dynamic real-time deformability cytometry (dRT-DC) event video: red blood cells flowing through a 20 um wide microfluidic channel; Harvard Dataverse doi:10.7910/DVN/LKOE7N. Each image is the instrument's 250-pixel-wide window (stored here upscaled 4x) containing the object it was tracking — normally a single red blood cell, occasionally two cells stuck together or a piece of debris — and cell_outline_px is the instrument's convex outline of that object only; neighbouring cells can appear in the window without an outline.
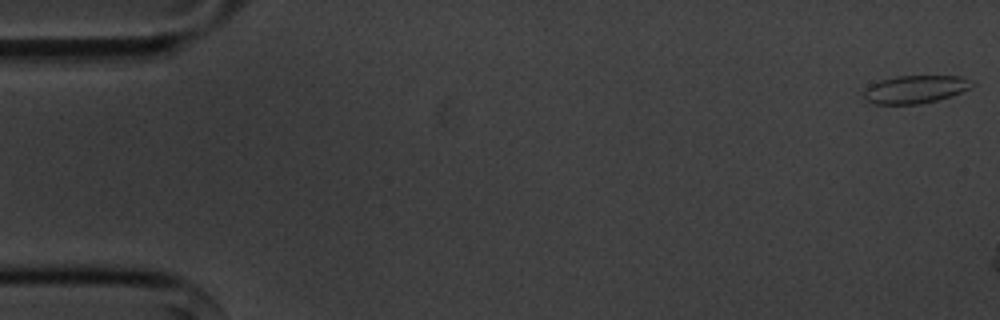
{"species": "common noctule bat (a hibernating species)", "species_latin": "Nyctalus noctula", "temperature_condition": "cold", "stored_images_in_passage": 15, "camera_frame_rate_fps": 3000, "um_per_image_px": 0.085, "animal": {"sex": "male", "body_mass_g": 20.1, "forearm_length_mm": 53.5}, "frame": {"image": 1, "passage_image": 1, "time_ms": 0.0, "image_size_px": [1000, 320], "cell_outline_px": [[976, 84], [952, 96], [920, 104], [876, 104], [868, 100], [864, 96], [864, 92], [872, 84], [880, 80], [896, 76], [960, 76], [972, 80]], "centroid_in_image_um": [77.84, 7.58], "position_along_channel_um": 7.2, "area_um2": 17.4}}